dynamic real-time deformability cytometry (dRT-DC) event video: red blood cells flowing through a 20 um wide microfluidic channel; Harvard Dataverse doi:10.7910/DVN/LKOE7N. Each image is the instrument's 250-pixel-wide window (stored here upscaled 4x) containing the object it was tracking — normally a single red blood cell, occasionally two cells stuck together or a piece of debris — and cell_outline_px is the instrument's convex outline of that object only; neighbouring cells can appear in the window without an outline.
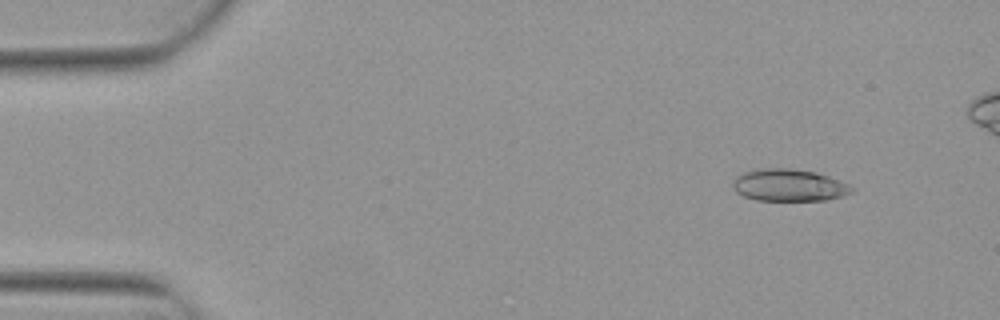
{"species": "Egyptian fruit bat (a non-hibernating species)", "species_latin": "Rousettus aegyptiacus", "temperature_condition": "warm", "stored_images_in_passage": 4, "camera_frame_rate_fps": 3000, "um_per_image_px": 0.085, "animal": {"sex": "female"}, "frame": {"image": 1, "passage_image": 1, "time_ms": 0.0, "image_size_px": [1000, 320], "cell_outline_px": [[856, 188], [852, 192], [828, 200], [756, 200], [744, 196], [736, 192], [732, 188], [732, 180], [736, 176], [744, 172], [760, 168], [792, 168], [816, 172], [828, 176], [848, 184]], "centroid_in_image_um": [67.04, 15.73], "position_along_channel_um": 18.0, "area_um2": 22.37}}